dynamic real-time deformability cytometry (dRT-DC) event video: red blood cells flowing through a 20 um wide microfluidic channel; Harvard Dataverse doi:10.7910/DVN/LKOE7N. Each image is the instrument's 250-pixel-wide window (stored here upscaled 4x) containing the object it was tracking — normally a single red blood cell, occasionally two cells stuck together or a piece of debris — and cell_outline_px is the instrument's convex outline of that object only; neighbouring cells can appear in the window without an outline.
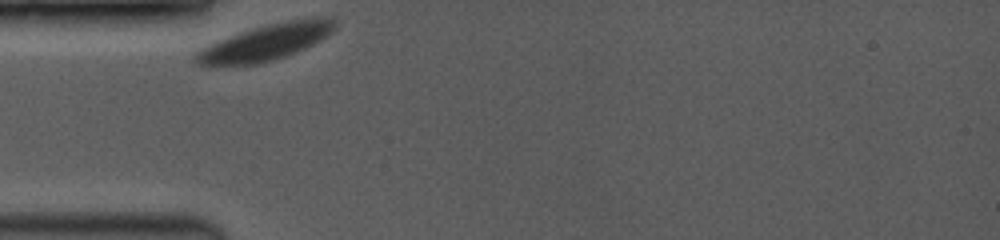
{"species": "common noctule bat (a hibernating species)", "species_latin": "Nyctalus noctula", "temperature_condition": "room temperature", "stored_images_in_passage": 9, "camera_frame_rate_fps": 3500, "um_per_image_px": 0.085, "animal": {"sex": "female", "body_mass_g": 19.0, "forearm_length_mm": 53.3}, "frame": {"image": 1, "passage_image": 1, "time_ms": 0.0, "image_size_px": [1000, 240], "cell_outline_px": [[336, 28], [328, 36], [296, 52], [272, 60], [256, 64], [196, 64], [192, 56], [196, 52], [220, 40], [240, 32], [252, 28], [284, 20], [312, 16], [332, 16], [336, 24]], "centroid_in_image_um": [22.71, 3.54], "position_along_channel_um": 62.3, "area_um2": 28.96}}
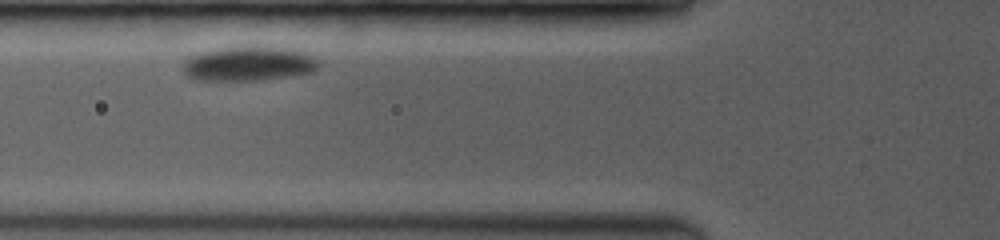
{"frame": {"image": 2, "passage_image": 6, "time_ms": 1.429, "image_size_px": [1000, 240], "cell_outline_px": [[320, 64], [312, 72], [292, 76], [256, 80], [192, 80], [184, 72], [184, 64], [188, 56], [200, 52], [216, 48], [292, 48], [304, 52], [312, 56]], "centroid_in_image_um": [21.11, 5.44], "position_along_channel_um": 104.7, "area_um2": 26.82}}
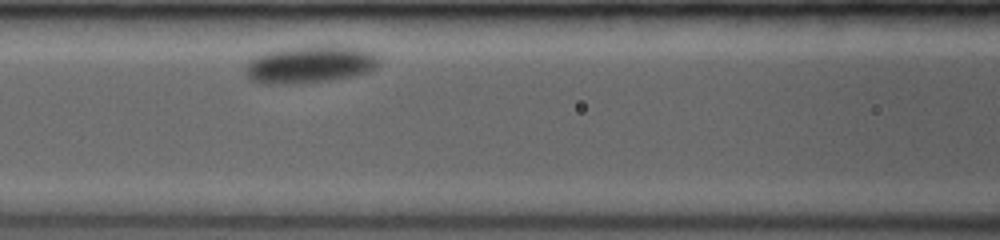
{"frame": {"image": 3, "passage_image": 9, "time_ms": 2.571, "image_size_px": [1000, 240], "cell_outline_px": [[376, 68], [368, 72], [352, 76], [332, 80], [292, 84], [260, 84], [248, 80], [248, 64], [256, 56], [264, 52], [284, 48], [316, 44], [336, 44], [360, 48], [372, 52], [376, 60]], "centroid_in_image_um": [26.34, 5.46], "position_along_channel_um": 140.3, "area_um2": 29.36}}